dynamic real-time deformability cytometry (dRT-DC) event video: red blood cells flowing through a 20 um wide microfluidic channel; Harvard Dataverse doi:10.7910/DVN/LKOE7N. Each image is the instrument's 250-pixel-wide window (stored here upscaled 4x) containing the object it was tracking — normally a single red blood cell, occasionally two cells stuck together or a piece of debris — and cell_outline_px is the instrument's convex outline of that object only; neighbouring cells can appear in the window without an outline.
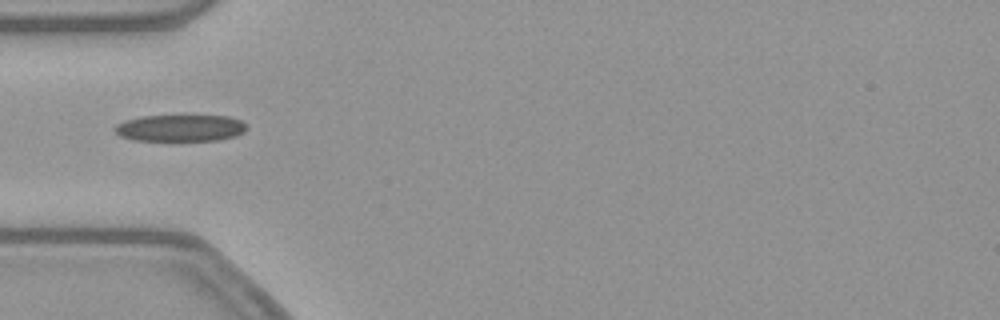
{"species": "common noctule bat (a hibernating species)", "species_latin": "Nyctalus noctula", "temperature_condition": "warm", "stored_images_in_passage": 28, "camera_frame_rate_fps": 3000, "um_per_image_px": 0.085, "animal": {"sex": "female", "body_mass_g": 21.9}, "frame": {"image": 1, "passage_image": 1, "time_ms": 0.0, "image_size_px": [1000, 320], "cell_outline_px": [[248, 128], [244, 132], [236, 136], [220, 140], [136, 140], [120, 136], [112, 128], [116, 124], [124, 120], [140, 116], [228, 116], [240, 120]], "centroid_in_image_um": [15.31, 10.88], "position_along_channel_um": 69.7, "area_um2": 20.52}}
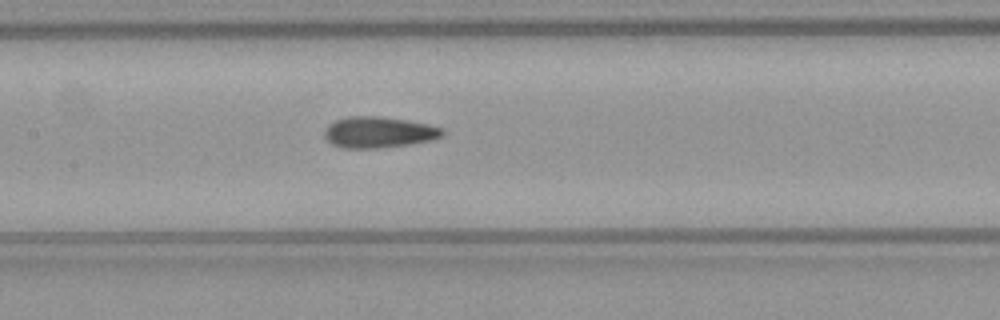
{"frame": {"image": 2, "passage_image": 9, "time_ms": 2.667, "image_size_px": [1000, 320], "cell_outline_px": [[444, 136], [436, 140], [412, 144], [384, 148], [340, 148], [332, 144], [324, 136], [324, 132], [328, 124], [336, 120], [348, 116], [380, 116], [408, 120], [428, 124], [444, 128]], "centroid_in_image_um": [32.24, 11.25], "position_along_channel_um": 175.2, "area_um2": 21.85}}
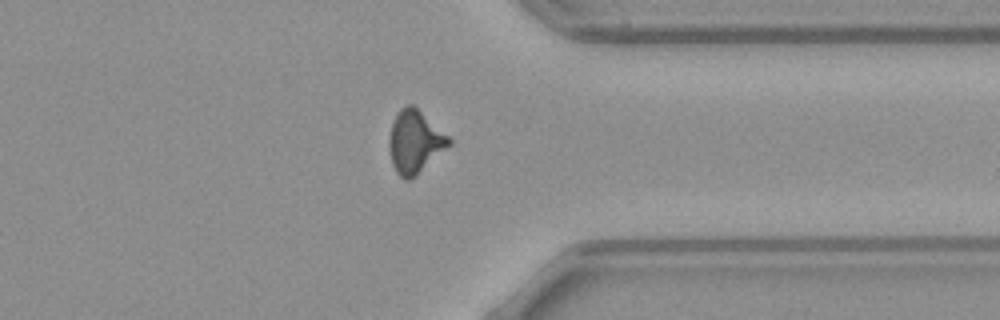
{"frame": {"image": 3, "passage_image": 25, "time_ms": 8.0, "image_size_px": [1000, 320], "cell_outline_px": [[452, 144], [416, 176], [408, 180], [404, 180], [396, 172], [392, 164], [388, 144], [388, 140], [392, 124], [396, 112], [400, 108], [408, 104], [412, 104], [448, 136], [452, 140]], "centroid_in_image_um": [35.25, 12.07], "position_along_channel_um": 376.1, "area_um2": 21.85}, "authors_computed_cell_mechanics": {"area_um2": 20.9236, "velocity_mm_per_s": 3.8822, "shape_relaxation_time_tau1_ms": null, "shape_relaxation_time_tau2_ms": 1.8942, "deformation_change_tau1": null, "deformation_change_tau2": 0.0966}}